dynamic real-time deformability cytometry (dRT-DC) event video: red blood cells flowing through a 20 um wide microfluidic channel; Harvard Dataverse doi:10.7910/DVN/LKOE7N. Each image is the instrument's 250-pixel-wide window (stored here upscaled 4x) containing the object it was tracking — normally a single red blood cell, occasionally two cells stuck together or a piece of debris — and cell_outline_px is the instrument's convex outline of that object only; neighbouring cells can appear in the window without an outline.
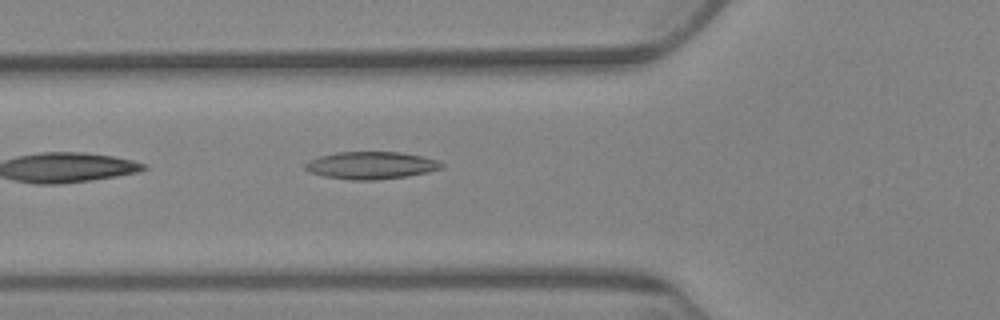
{"species": "Egyptian fruit bat (a non-hibernating species)", "species_latin": "Rousettus aegyptiacus", "temperature_condition": "warm", "stored_images_in_passage": 6, "camera_frame_rate_fps": 3000, "um_per_image_px": 0.085, "animal": {"sex": "female"}, "frame": {"image": 1, "passage_image": 6, "time_ms": 6.667, "image_size_px": [1000, 320], "cell_outline_px": [[444, 168], [428, 172], [408, 176], [376, 180], [348, 180], [324, 176], [308, 172], [304, 168], [304, 164], [308, 160], [320, 156], [336, 152], [400, 152], [440, 160], [444, 164]], "centroid_in_image_um": [31.54, 14.06], "position_along_channel_um": 94.3, "area_um2": 22.02}}